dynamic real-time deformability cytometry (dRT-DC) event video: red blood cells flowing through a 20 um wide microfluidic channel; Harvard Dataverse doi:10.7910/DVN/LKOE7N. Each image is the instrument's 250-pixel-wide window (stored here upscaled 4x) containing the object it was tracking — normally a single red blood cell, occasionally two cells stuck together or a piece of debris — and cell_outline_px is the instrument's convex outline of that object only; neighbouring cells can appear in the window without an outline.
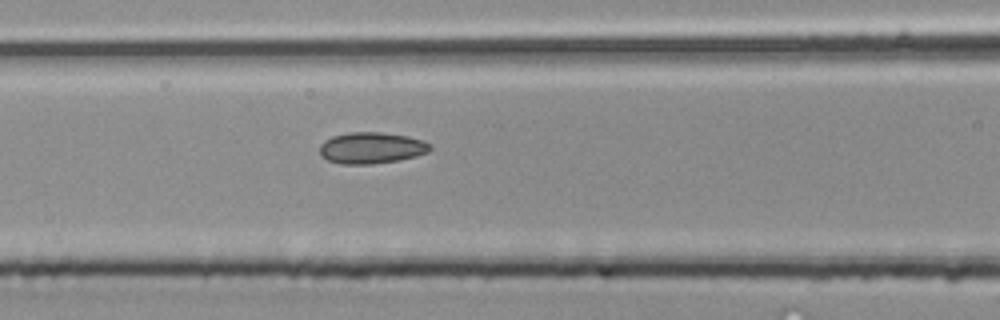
{"species": "common noctule bat (a hibernating species)", "species_latin": "Nyctalus noctula", "temperature_condition": "room temperature", "stored_images_in_passage": 14, "camera_frame_rate_fps": 3000, "um_per_image_px": 0.085, "animal": {"sex": "male", "body_mass_g": 20.4}, "frame": {"image": 1, "passage_image": 10, "time_ms": 3.0, "image_size_px": [1000, 320], "cell_outline_px": [[432, 148], [428, 152], [416, 156], [396, 160], [372, 164], [340, 164], [328, 160], [320, 156], [320, 144], [324, 140], [332, 136], [348, 132], [380, 132], [408, 136], [424, 140], [432, 144]], "centroid_in_image_um": [31.57, 12.56], "position_along_channel_um": 135.0, "area_um2": 20.35}}
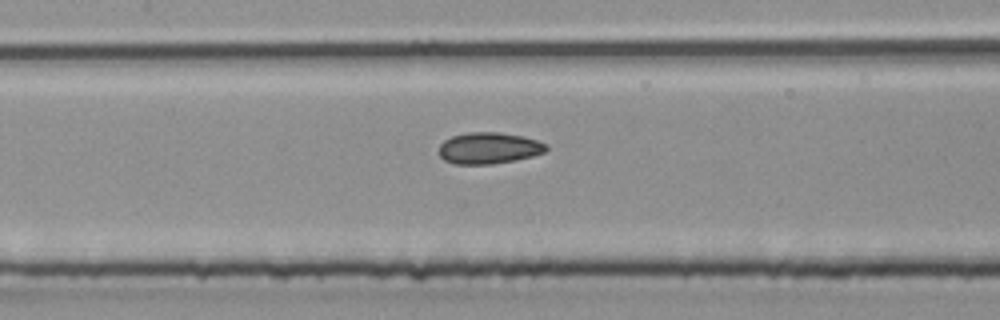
{"frame": {"image": 2, "passage_image": 12, "time_ms": 3.667, "image_size_px": [1000, 320], "cell_outline_px": [[548, 148], [544, 152], [532, 156], [516, 160], [492, 164], [452, 164], [444, 160], [436, 152], [440, 144], [444, 140], [452, 136], [468, 132], [500, 132], [524, 136], [548, 144]], "centroid_in_image_um": [41.52, 12.59], "position_along_channel_um": 165.9, "area_um2": 19.94}}